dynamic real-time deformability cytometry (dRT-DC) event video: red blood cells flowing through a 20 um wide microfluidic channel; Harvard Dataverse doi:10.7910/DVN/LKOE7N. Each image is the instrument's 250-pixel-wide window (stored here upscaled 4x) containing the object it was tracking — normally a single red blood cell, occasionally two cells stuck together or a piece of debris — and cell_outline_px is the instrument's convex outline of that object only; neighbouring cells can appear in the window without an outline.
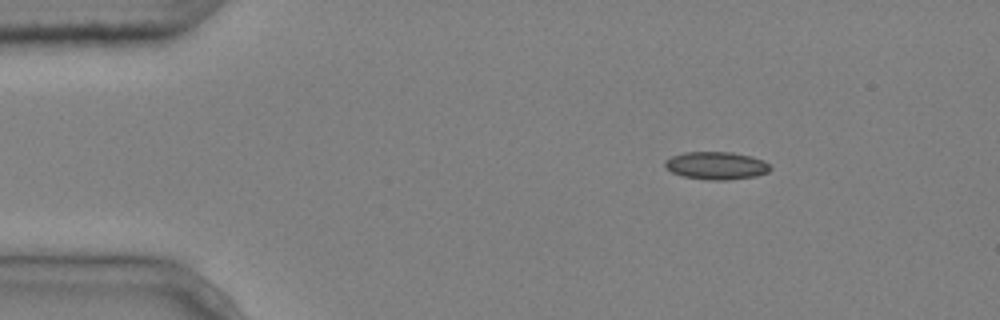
{"species": "common noctule bat (a hibernating species)", "species_latin": "Nyctalus noctula", "temperature_condition": "cold", "stored_images_in_passage": 2, "camera_frame_rate_fps": 3000, "um_per_image_px": 0.085, "animal": {"sex": "male", "body_mass_g": 20.4}, "frame": {"image": 1, "passage_image": 1, "time_ms": 0.0, "image_size_px": [1000, 320], "cell_outline_px": [[772, 168], [768, 172], [756, 176], [728, 180], [708, 180], [684, 176], [672, 172], [664, 168], [664, 160], [672, 156], [684, 152], [732, 152], [752, 156], [764, 160]], "centroid_in_image_um": [60.88, 14.07], "position_along_channel_um": 24.1, "area_um2": 17.17}}